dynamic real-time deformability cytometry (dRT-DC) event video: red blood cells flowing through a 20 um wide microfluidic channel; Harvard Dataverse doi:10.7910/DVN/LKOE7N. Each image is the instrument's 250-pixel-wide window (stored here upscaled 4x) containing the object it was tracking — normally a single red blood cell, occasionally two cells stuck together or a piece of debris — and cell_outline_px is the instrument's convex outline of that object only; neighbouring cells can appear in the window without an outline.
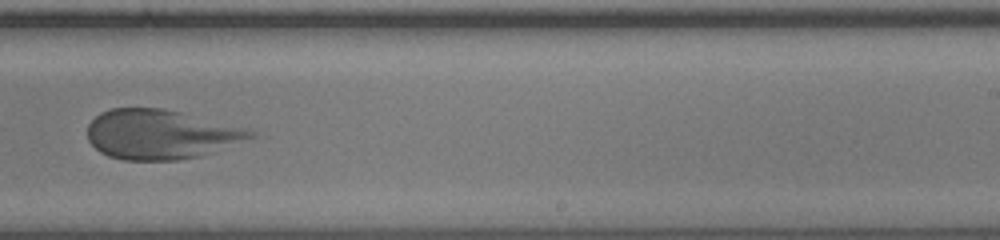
{"species": "human", "species_latin": "Homo sapiens", "temperature_condition": "room temperature", "stored_images_in_passage": 50, "camera_frame_rate_fps": 3000, "um_per_image_px": 0.085, "donor": {"sex": "male"}, "frame": {"image": 1, "passage_image": 36, "time_ms": 11.667, "image_size_px": [1000, 240], "cell_outline_px": [[256, 136], [200, 156], [180, 160], [124, 160], [108, 156], [100, 152], [88, 140], [88, 124], [100, 112], [112, 108], [164, 108], [180, 112], [256, 132]], "centroid_in_image_um": [13.57, 11.43], "position_along_channel_um": 275.4, "area_um2": 46.41}}